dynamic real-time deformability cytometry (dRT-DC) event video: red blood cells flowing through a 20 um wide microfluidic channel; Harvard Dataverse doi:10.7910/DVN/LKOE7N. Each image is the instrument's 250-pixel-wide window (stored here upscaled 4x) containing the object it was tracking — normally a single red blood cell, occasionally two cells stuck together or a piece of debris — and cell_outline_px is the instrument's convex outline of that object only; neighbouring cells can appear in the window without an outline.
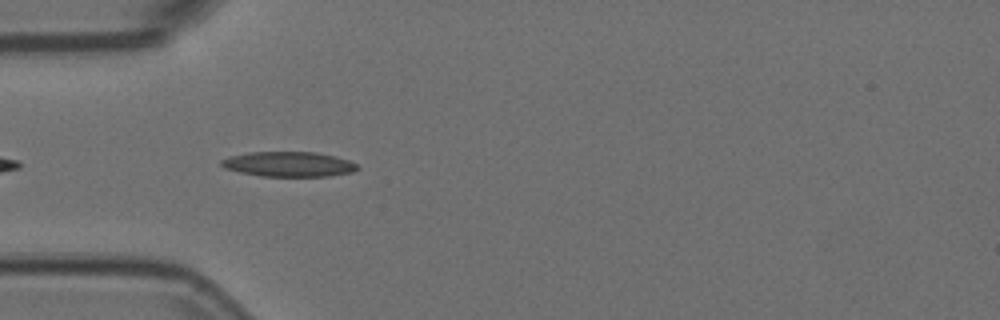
{"species": "Egyptian fruit bat (a non-hibernating species)", "species_latin": "Rousettus aegyptiacus", "temperature_condition": "room temperature", "stored_images_in_passage": 7, "camera_frame_rate_fps": 3000, "um_per_image_px": 0.085, "animal": {"sex": "female"}, "frame": {"image": 1, "passage_image": 2, "time_ms": 0.333, "image_size_px": [1000, 320], "cell_outline_px": [[360, 168], [352, 172], [328, 176], [260, 176], [240, 172], [224, 168], [220, 164], [220, 160], [228, 156], [248, 152], [316, 152], [336, 156], [348, 160], [356, 164]], "centroid_in_image_um": [24.51, 13.95], "position_along_channel_um": 60.5, "area_um2": 19.88}}
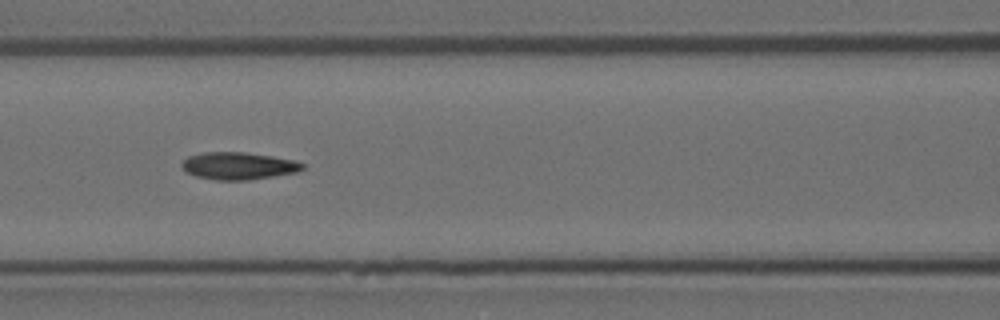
{"frame": {"image": 2, "passage_image": 4, "time_ms": 1.0, "image_size_px": [1000, 320], "cell_outline_px": [[304, 168], [296, 172], [248, 180], [216, 180], [196, 176], [188, 172], [180, 164], [188, 156], [204, 152], [244, 152], [272, 156], [296, 160], [304, 164]], "centroid_in_image_um": [20.28, 14.09], "position_along_channel_um": 146.3, "area_um2": 19.07}}
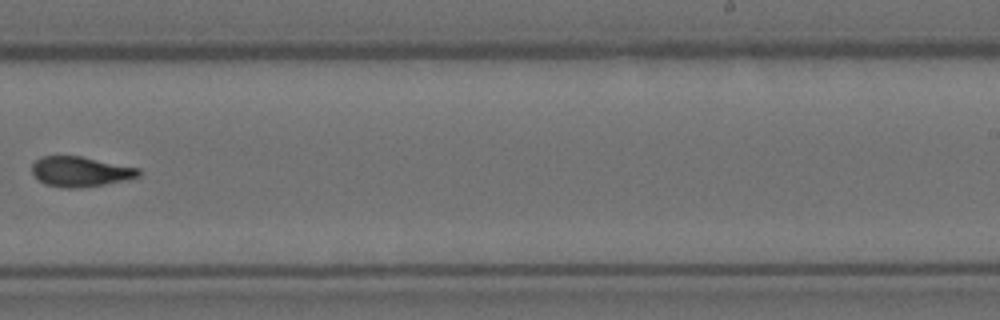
{"frame": {"image": 3, "passage_image": 7, "time_ms": 2.0, "image_size_px": [1000, 320], "cell_outline_px": [[140, 176], [128, 180], [80, 188], [64, 188], [44, 184], [32, 172], [32, 164], [40, 156], [80, 156], [140, 168]], "centroid_in_image_um": [6.85, 14.59], "position_along_channel_um": 282.2, "area_um2": 18.73}}